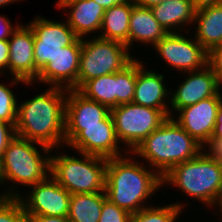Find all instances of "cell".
<instances>
[{"label": "cell", "mask_w": 222, "mask_h": 222, "mask_svg": "<svg viewBox=\"0 0 222 222\" xmlns=\"http://www.w3.org/2000/svg\"><path fill=\"white\" fill-rule=\"evenodd\" d=\"M132 8L133 0H127L122 4L106 9L98 37L124 43L129 48V26Z\"/></svg>", "instance_id": "obj_23"}, {"label": "cell", "mask_w": 222, "mask_h": 222, "mask_svg": "<svg viewBox=\"0 0 222 222\" xmlns=\"http://www.w3.org/2000/svg\"><path fill=\"white\" fill-rule=\"evenodd\" d=\"M92 38L82 39L78 89L88 80L123 70L135 59L124 43Z\"/></svg>", "instance_id": "obj_7"}, {"label": "cell", "mask_w": 222, "mask_h": 222, "mask_svg": "<svg viewBox=\"0 0 222 222\" xmlns=\"http://www.w3.org/2000/svg\"><path fill=\"white\" fill-rule=\"evenodd\" d=\"M20 0H0V7L1 6H5L6 4H10V3H14V2H18Z\"/></svg>", "instance_id": "obj_42"}, {"label": "cell", "mask_w": 222, "mask_h": 222, "mask_svg": "<svg viewBox=\"0 0 222 222\" xmlns=\"http://www.w3.org/2000/svg\"><path fill=\"white\" fill-rule=\"evenodd\" d=\"M153 47L163 61L178 72L197 71L208 64V52L203 46L179 31L167 33Z\"/></svg>", "instance_id": "obj_12"}, {"label": "cell", "mask_w": 222, "mask_h": 222, "mask_svg": "<svg viewBox=\"0 0 222 222\" xmlns=\"http://www.w3.org/2000/svg\"><path fill=\"white\" fill-rule=\"evenodd\" d=\"M2 197H18L26 215L68 216L71 194L62 187L50 174L35 185L30 186L28 196L20 194L14 186Z\"/></svg>", "instance_id": "obj_9"}, {"label": "cell", "mask_w": 222, "mask_h": 222, "mask_svg": "<svg viewBox=\"0 0 222 222\" xmlns=\"http://www.w3.org/2000/svg\"><path fill=\"white\" fill-rule=\"evenodd\" d=\"M150 9L168 33L176 32L179 28L183 32L181 25L185 27L194 23L196 9L191 0H165Z\"/></svg>", "instance_id": "obj_22"}, {"label": "cell", "mask_w": 222, "mask_h": 222, "mask_svg": "<svg viewBox=\"0 0 222 222\" xmlns=\"http://www.w3.org/2000/svg\"><path fill=\"white\" fill-rule=\"evenodd\" d=\"M119 144L114 125H92L82 126V131L66 147H72L78 155L111 159L123 156Z\"/></svg>", "instance_id": "obj_17"}, {"label": "cell", "mask_w": 222, "mask_h": 222, "mask_svg": "<svg viewBox=\"0 0 222 222\" xmlns=\"http://www.w3.org/2000/svg\"><path fill=\"white\" fill-rule=\"evenodd\" d=\"M203 148L173 117H168L131 154L143 158L163 177L178 163L197 157Z\"/></svg>", "instance_id": "obj_3"}, {"label": "cell", "mask_w": 222, "mask_h": 222, "mask_svg": "<svg viewBox=\"0 0 222 222\" xmlns=\"http://www.w3.org/2000/svg\"><path fill=\"white\" fill-rule=\"evenodd\" d=\"M183 208H185L183 202L161 207L151 205L131 214L129 222H176Z\"/></svg>", "instance_id": "obj_26"}, {"label": "cell", "mask_w": 222, "mask_h": 222, "mask_svg": "<svg viewBox=\"0 0 222 222\" xmlns=\"http://www.w3.org/2000/svg\"><path fill=\"white\" fill-rule=\"evenodd\" d=\"M117 138L132 153L136 147L168 118L161 110L134 103L111 109ZM127 145V146H126Z\"/></svg>", "instance_id": "obj_8"}, {"label": "cell", "mask_w": 222, "mask_h": 222, "mask_svg": "<svg viewBox=\"0 0 222 222\" xmlns=\"http://www.w3.org/2000/svg\"><path fill=\"white\" fill-rule=\"evenodd\" d=\"M216 205H217V207L219 206L221 208V211H222V192H221V195H220L219 200H218Z\"/></svg>", "instance_id": "obj_43"}, {"label": "cell", "mask_w": 222, "mask_h": 222, "mask_svg": "<svg viewBox=\"0 0 222 222\" xmlns=\"http://www.w3.org/2000/svg\"><path fill=\"white\" fill-rule=\"evenodd\" d=\"M195 39L209 53L222 46V3L196 10Z\"/></svg>", "instance_id": "obj_21"}, {"label": "cell", "mask_w": 222, "mask_h": 222, "mask_svg": "<svg viewBox=\"0 0 222 222\" xmlns=\"http://www.w3.org/2000/svg\"><path fill=\"white\" fill-rule=\"evenodd\" d=\"M124 154L107 159L105 194L110 202L134 214L150 206L144 202L163 187L162 177L156 170L145 168L133 154Z\"/></svg>", "instance_id": "obj_2"}, {"label": "cell", "mask_w": 222, "mask_h": 222, "mask_svg": "<svg viewBox=\"0 0 222 222\" xmlns=\"http://www.w3.org/2000/svg\"><path fill=\"white\" fill-rule=\"evenodd\" d=\"M196 10L222 3V0H191Z\"/></svg>", "instance_id": "obj_38"}, {"label": "cell", "mask_w": 222, "mask_h": 222, "mask_svg": "<svg viewBox=\"0 0 222 222\" xmlns=\"http://www.w3.org/2000/svg\"><path fill=\"white\" fill-rule=\"evenodd\" d=\"M137 78V59H134L123 70L116 72L118 81V106L132 103Z\"/></svg>", "instance_id": "obj_27"}, {"label": "cell", "mask_w": 222, "mask_h": 222, "mask_svg": "<svg viewBox=\"0 0 222 222\" xmlns=\"http://www.w3.org/2000/svg\"><path fill=\"white\" fill-rule=\"evenodd\" d=\"M94 1L106 10L111 8L112 6L122 4L127 0H94Z\"/></svg>", "instance_id": "obj_39"}, {"label": "cell", "mask_w": 222, "mask_h": 222, "mask_svg": "<svg viewBox=\"0 0 222 222\" xmlns=\"http://www.w3.org/2000/svg\"><path fill=\"white\" fill-rule=\"evenodd\" d=\"M131 214L106 199L98 222H129Z\"/></svg>", "instance_id": "obj_30"}, {"label": "cell", "mask_w": 222, "mask_h": 222, "mask_svg": "<svg viewBox=\"0 0 222 222\" xmlns=\"http://www.w3.org/2000/svg\"><path fill=\"white\" fill-rule=\"evenodd\" d=\"M56 6L70 9L66 20L78 38L100 32L105 9L94 0H58Z\"/></svg>", "instance_id": "obj_19"}, {"label": "cell", "mask_w": 222, "mask_h": 222, "mask_svg": "<svg viewBox=\"0 0 222 222\" xmlns=\"http://www.w3.org/2000/svg\"><path fill=\"white\" fill-rule=\"evenodd\" d=\"M18 104L15 134L51 149L65 145V104L68 89L48 86Z\"/></svg>", "instance_id": "obj_1"}, {"label": "cell", "mask_w": 222, "mask_h": 222, "mask_svg": "<svg viewBox=\"0 0 222 222\" xmlns=\"http://www.w3.org/2000/svg\"><path fill=\"white\" fill-rule=\"evenodd\" d=\"M208 65L212 68L218 82L222 85V46L213 48L208 53Z\"/></svg>", "instance_id": "obj_31"}, {"label": "cell", "mask_w": 222, "mask_h": 222, "mask_svg": "<svg viewBox=\"0 0 222 222\" xmlns=\"http://www.w3.org/2000/svg\"><path fill=\"white\" fill-rule=\"evenodd\" d=\"M164 1L165 0H134V3L139 6L151 8V7L158 5Z\"/></svg>", "instance_id": "obj_40"}, {"label": "cell", "mask_w": 222, "mask_h": 222, "mask_svg": "<svg viewBox=\"0 0 222 222\" xmlns=\"http://www.w3.org/2000/svg\"><path fill=\"white\" fill-rule=\"evenodd\" d=\"M168 183L211 208L217 204L222 192V164L203 150L194 159L172 167L162 177V186Z\"/></svg>", "instance_id": "obj_4"}, {"label": "cell", "mask_w": 222, "mask_h": 222, "mask_svg": "<svg viewBox=\"0 0 222 222\" xmlns=\"http://www.w3.org/2000/svg\"><path fill=\"white\" fill-rule=\"evenodd\" d=\"M18 103L14 92L0 83V121L12 124L14 127L17 121Z\"/></svg>", "instance_id": "obj_28"}, {"label": "cell", "mask_w": 222, "mask_h": 222, "mask_svg": "<svg viewBox=\"0 0 222 222\" xmlns=\"http://www.w3.org/2000/svg\"><path fill=\"white\" fill-rule=\"evenodd\" d=\"M82 39L78 38L72 45L63 47L40 71L35 82L49 84L51 87L78 90V73Z\"/></svg>", "instance_id": "obj_14"}, {"label": "cell", "mask_w": 222, "mask_h": 222, "mask_svg": "<svg viewBox=\"0 0 222 222\" xmlns=\"http://www.w3.org/2000/svg\"><path fill=\"white\" fill-rule=\"evenodd\" d=\"M222 93L177 111L174 120L203 147L211 140Z\"/></svg>", "instance_id": "obj_15"}, {"label": "cell", "mask_w": 222, "mask_h": 222, "mask_svg": "<svg viewBox=\"0 0 222 222\" xmlns=\"http://www.w3.org/2000/svg\"><path fill=\"white\" fill-rule=\"evenodd\" d=\"M9 42V72L13 76L11 86L17 83L32 85L39 70L34 60V33L31 27L19 25Z\"/></svg>", "instance_id": "obj_13"}, {"label": "cell", "mask_w": 222, "mask_h": 222, "mask_svg": "<svg viewBox=\"0 0 222 222\" xmlns=\"http://www.w3.org/2000/svg\"><path fill=\"white\" fill-rule=\"evenodd\" d=\"M5 177H4V171H3V162L2 158L0 157V185H5Z\"/></svg>", "instance_id": "obj_41"}, {"label": "cell", "mask_w": 222, "mask_h": 222, "mask_svg": "<svg viewBox=\"0 0 222 222\" xmlns=\"http://www.w3.org/2000/svg\"><path fill=\"white\" fill-rule=\"evenodd\" d=\"M19 25L20 23L14 27L7 17L0 15V40H9Z\"/></svg>", "instance_id": "obj_34"}, {"label": "cell", "mask_w": 222, "mask_h": 222, "mask_svg": "<svg viewBox=\"0 0 222 222\" xmlns=\"http://www.w3.org/2000/svg\"><path fill=\"white\" fill-rule=\"evenodd\" d=\"M168 32L154 18L150 8L134 3L129 26V49L132 43L152 45L159 42ZM135 41V42H134ZM149 43V44H148Z\"/></svg>", "instance_id": "obj_20"}, {"label": "cell", "mask_w": 222, "mask_h": 222, "mask_svg": "<svg viewBox=\"0 0 222 222\" xmlns=\"http://www.w3.org/2000/svg\"><path fill=\"white\" fill-rule=\"evenodd\" d=\"M28 25L34 33V60L39 71L53 62L63 47L72 45L78 39L67 21L58 22L37 16Z\"/></svg>", "instance_id": "obj_10"}, {"label": "cell", "mask_w": 222, "mask_h": 222, "mask_svg": "<svg viewBox=\"0 0 222 222\" xmlns=\"http://www.w3.org/2000/svg\"><path fill=\"white\" fill-rule=\"evenodd\" d=\"M27 222H70L67 216L26 215Z\"/></svg>", "instance_id": "obj_36"}, {"label": "cell", "mask_w": 222, "mask_h": 222, "mask_svg": "<svg viewBox=\"0 0 222 222\" xmlns=\"http://www.w3.org/2000/svg\"><path fill=\"white\" fill-rule=\"evenodd\" d=\"M0 222H27V216L18 197L0 196Z\"/></svg>", "instance_id": "obj_29"}, {"label": "cell", "mask_w": 222, "mask_h": 222, "mask_svg": "<svg viewBox=\"0 0 222 222\" xmlns=\"http://www.w3.org/2000/svg\"><path fill=\"white\" fill-rule=\"evenodd\" d=\"M35 145H39L43 154ZM51 150L41 143L15 135L2 157L5 181L28 187L43 181L50 174Z\"/></svg>", "instance_id": "obj_6"}, {"label": "cell", "mask_w": 222, "mask_h": 222, "mask_svg": "<svg viewBox=\"0 0 222 222\" xmlns=\"http://www.w3.org/2000/svg\"><path fill=\"white\" fill-rule=\"evenodd\" d=\"M164 80L163 74L152 69L146 70L143 61L137 59V78L132 103L161 110L170 117V104H167V101L170 102V88H166Z\"/></svg>", "instance_id": "obj_18"}, {"label": "cell", "mask_w": 222, "mask_h": 222, "mask_svg": "<svg viewBox=\"0 0 222 222\" xmlns=\"http://www.w3.org/2000/svg\"><path fill=\"white\" fill-rule=\"evenodd\" d=\"M114 125L111 110L86 98L76 89H70L65 104V146L81 131L82 126Z\"/></svg>", "instance_id": "obj_11"}, {"label": "cell", "mask_w": 222, "mask_h": 222, "mask_svg": "<svg viewBox=\"0 0 222 222\" xmlns=\"http://www.w3.org/2000/svg\"><path fill=\"white\" fill-rule=\"evenodd\" d=\"M15 127L4 121H0V157H3L4 151L6 150L8 143L15 136Z\"/></svg>", "instance_id": "obj_32"}, {"label": "cell", "mask_w": 222, "mask_h": 222, "mask_svg": "<svg viewBox=\"0 0 222 222\" xmlns=\"http://www.w3.org/2000/svg\"><path fill=\"white\" fill-rule=\"evenodd\" d=\"M78 91L86 98L105 105L110 110L118 106L116 72L86 81Z\"/></svg>", "instance_id": "obj_25"}, {"label": "cell", "mask_w": 222, "mask_h": 222, "mask_svg": "<svg viewBox=\"0 0 222 222\" xmlns=\"http://www.w3.org/2000/svg\"><path fill=\"white\" fill-rule=\"evenodd\" d=\"M203 149L214 160L222 164V140H210Z\"/></svg>", "instance_id": "obj_33"}, {"label": "cell", "mask_w": 222, "mask_h": 222, "mask_svg": "<svg viewBox=\"0 0 222 222\" xmlns=\"http://www.w3.org/2000/svg\"><path fill=\"white\" fill-rule=\"evenodd\" d=\"M105 192L71 194L68 218L70 222H98Z\"/></svg>", "instance_id": "obj_24"}, {"label": "cell", "mask_w": 222, "mask_h": 222, "mask_svg": "<svg viewBox=\"0 0 222 222\" xmlns=\"http://www.w3.org/2000/svg\"><path fill=\"white\" fill-rule=\"evenodd\" d=\"M188 77L170 92V117L173 110L194 105L201 100L215 96L221 91L222 85L218 82L212 68L207 64L203 69L186 72Z\"/></svg>", "instance_id": "obj_16"}, {"label": "cell", "mask_w": 222, "mask_h": 222, "mask_svg": "<svg viewBox=\"0 0 222 222\" xmlns=\"http://www.w3.org/2000/svg\"><path fill=\"white\" fill-rule=\"evenodd\" d=\"M80 154H50V175L70 194L105 192L107 159Z\"/></svg>", "instance_id": "obj_5"}, {"label": "cell", "mask_w": 222, "mask_h": 222, "mask_svg": "<svg viewBox=\"0 0 222 222\" xmlns=\"http://www.w3.org/2000/svg\"><path fill=\"white\" fill-rule=\"evenodd\" d=\"M9 71V42L8 40H0V74Z\"/></svg>", "instance_id": "obj_35"}, {"label": "cell", "mask_w": 222, "mask_h": 222, "mask_svg": "<svg viewBox=\"0 0 222 222\" xmlns=\"http://www.w3.org/2000/svg\"><path fill=\"white\" fill-rule=\"evenodd\" d=\"M211 140H222V98L219 103L216 124Z\"/></svg>", "instance_id": "obj_37"}]
</instances>
